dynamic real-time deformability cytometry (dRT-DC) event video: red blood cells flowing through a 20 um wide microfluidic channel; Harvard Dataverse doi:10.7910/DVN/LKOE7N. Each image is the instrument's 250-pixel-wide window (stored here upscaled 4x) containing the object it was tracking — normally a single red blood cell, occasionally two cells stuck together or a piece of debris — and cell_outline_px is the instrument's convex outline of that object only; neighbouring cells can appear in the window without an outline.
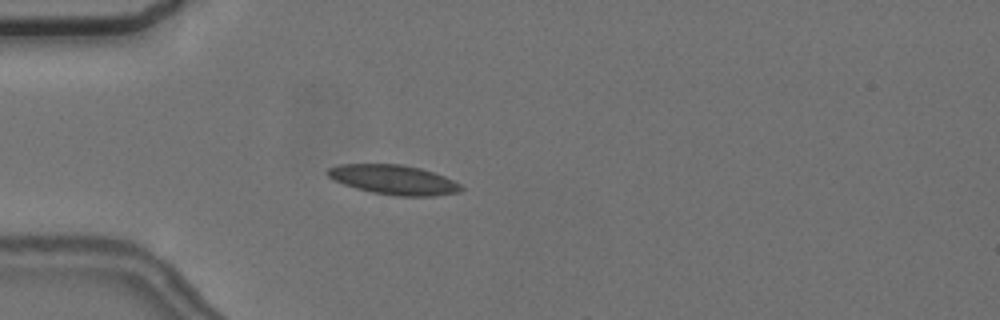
{"species": "common noctule bat (a hibernating species)", "species_latin": "Nyctalus noctula", "temperature_condition": "cold", "stored_images_in_passage": 3, "camera_frame_rate_fps": 3000, "um_per_image_px": 0.085, "animal": {"sex": "female", "body_mass_g": 24.6, "forearm_length_mm": 56.2}, "frame": {"image": 1, "passage_image": 3, "time_ms": 3.0, "image_size_px": [1000, 320], "cell_outline_px": [[464, 188], [460, 192], [432, 196], [400, 196], [372, 192], [356, 188], [344, 184], [328, 176], [328, 168], [340, 164], [400, 164], [420, 168], [444, 176], [460, 184]], "centroid_in_image_um": [33.49, 15.28], "position_along_channel_um": 51.5, "area_um2": 22.72}}